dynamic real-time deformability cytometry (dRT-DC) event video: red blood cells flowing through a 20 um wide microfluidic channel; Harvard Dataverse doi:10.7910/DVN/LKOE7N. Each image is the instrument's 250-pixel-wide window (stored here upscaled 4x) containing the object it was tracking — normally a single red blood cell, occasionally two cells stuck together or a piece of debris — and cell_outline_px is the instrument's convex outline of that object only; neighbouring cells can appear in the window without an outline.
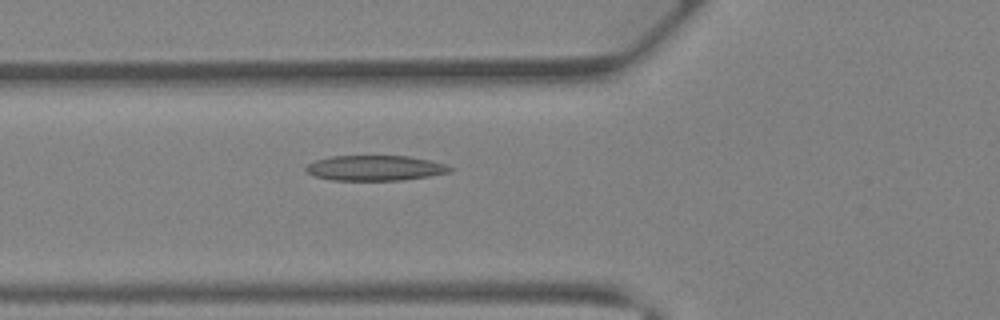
{"species": "Egyptian fruit bat (a non-hibernating species)", "species_latin": "Rousettus aegyptiacus", "temperature_condition": "warm", "stored_images_in_passage": 40, "camera_frame_rate_fps": 3000, "um_per_image_px": 0.085, "animal": {"sex": "female"}, "frame": {"image": 1, "passage_image": 15, "time_ms": 4.667, "image_size_px": [1000, 320], "cell_outline_px": [[452, 172], [404, 180], [332, 180], [316, 176], [308, 172], [304, 168], [308, 164], [316, 160], [332, 156], [408, 156], [428, 160], [444, 164], [452, 168]], "centroid_in_image_um": [31.89, 14.28], "position_along_channel_um": 93.9, "area_um2": 20.98}}
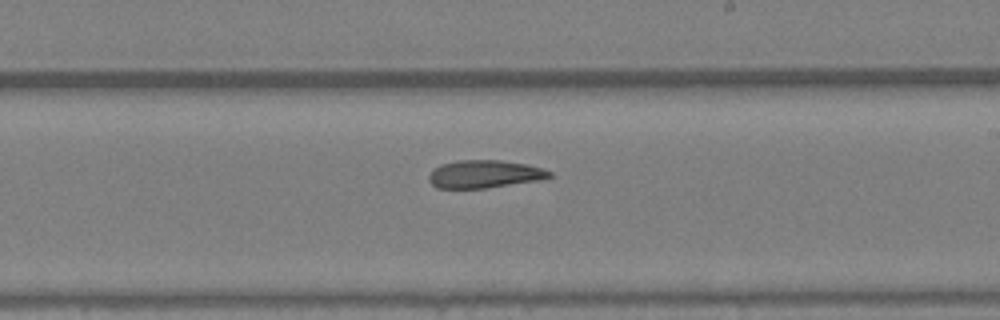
{"frame": {"image": 2, "passage_image": 24, "time_ms": 7.667, "image_size_px": [1000, 320], "cell_outline_px": [[552, 176], [544, 180], [488, 188], [436, 188], [428, 180], [428, 176], [440, 164], [460, 160], [500, 160], [528, 164], [544, 168], [552, 172]], "centroid_in_image_um": [41.25, 14.8], "position_along_channel_um": 247.7, "area_um2": 19.83}}
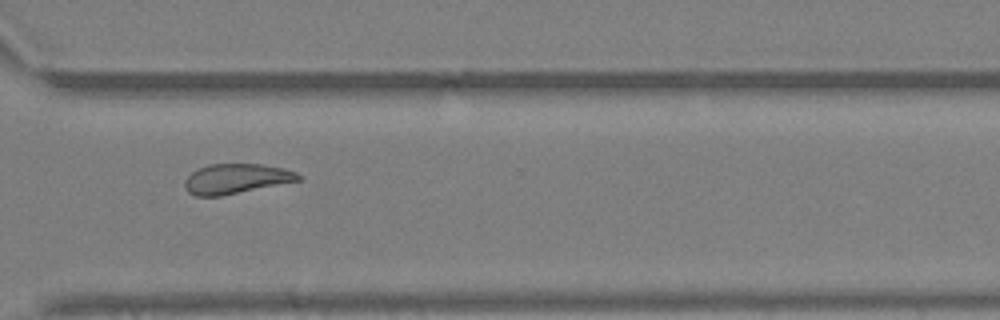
{"frame": {"image": 3, "passage_image": 30, "time_ms": 9.667, "image_size_px": [1000, 320], "cell_outline_px": [[304, 180], [220, 196], [196, 196], [188, 192], [184, 188], [184, 180], [192, 172], [208, 164], [260, 164], [284, 168], [296, 172], [304, 176]], "centroid_in_image_um": [20.12, 15.2], "position_along_channel_um": 350.5, "area_um2": 20.0}}